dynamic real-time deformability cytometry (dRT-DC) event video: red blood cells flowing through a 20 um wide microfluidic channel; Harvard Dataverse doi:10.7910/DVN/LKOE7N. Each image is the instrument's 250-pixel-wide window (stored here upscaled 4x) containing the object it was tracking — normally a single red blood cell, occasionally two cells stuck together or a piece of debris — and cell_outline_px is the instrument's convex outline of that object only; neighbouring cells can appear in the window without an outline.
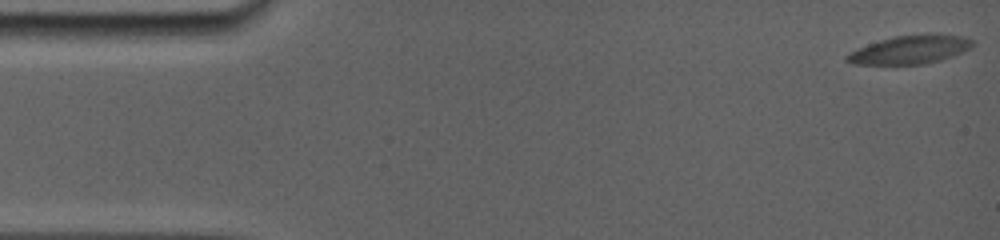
{"species": "common noctule bat (a hibernating species)", "species_latin": "Nyctalus noctula", "temperature_condition": "room temperature", "stored_images_in_passage": 56, "camera_frame_rate_fps": 5000, "um_per_image_px": 0.085, "animal": {"sex": "female", "body_mass_g": 19.0, "forearm_length_mm": 56.7}, "frame": {"image": 1, "passage_image": 1, "time_ms": 0.0, "image_size_px": [1000, 240], "cell_outline_px": [[976, 44], [972, 48], [952, 56], [940, 60], [924, 64], [852, 64], [844, 60], [844, 56], [856, 48], [892, 36], [928, 32], [936, 32], [960, 36], [972, 40]], "centroid_in_image_um": [77.37, 4.19], "position_along_channel_um": 7.6, "area_um2": 21.39}}
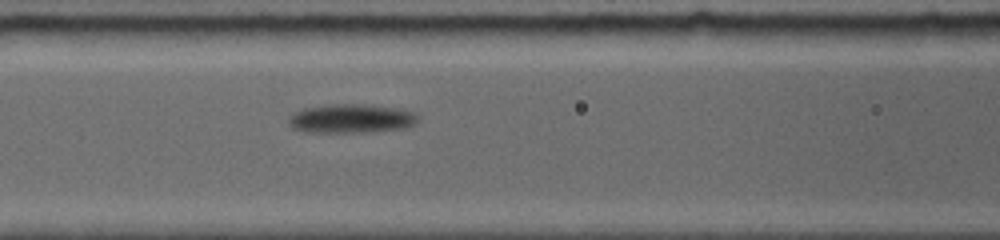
{"frame": {"image": 2, "passage_image": 25, "time_ms": 7.2, "image_size_px": [1000, 240], "cell_outline_px": [[416, 124], [404, 128], [372, 132], [304, 132], [292, 128], [288, 124], [288, 116], [292, 112], [304, 108], [328, 104], [356, 104], [392, 108], [412, 112], [416, 116]], "centroid_in_image_um": [29.74, 10.09], "position_along_channel_um": 136.9, "area_um2": 21.73}}
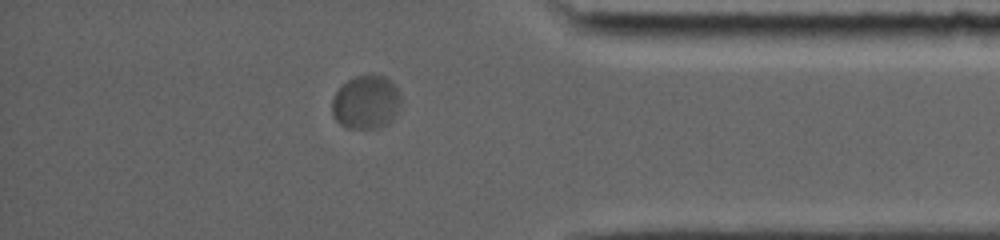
{"frame": {"image": 3, "passage_image": 48, "time_ms": 15.0, "image_size_px": [1000, 240], "cell_outline_px": [[400, 104], [392, 120], [388, 124], [380, 128], [344, 128], [332, 116], [332, 100], [336, 92], [348, 80], [356, 76], [384, 76], [396, 88], [400, 96]], "centroid_in_image_um": [31.09, 8.73], "position_along_channel_um": 404.1, "area_um2": 21.27}, "authors_computed_cell_mechanics": {"area_um2": 21.3282, "velocity_mm_per_s": 3.5431, "shape_relaxation_time_tau1_ms": 2.5238, "shape_relaxation_time_tau2_ms": null, "deformation_change_tau1": 0.1208, "deformation_change_tau2": null}}